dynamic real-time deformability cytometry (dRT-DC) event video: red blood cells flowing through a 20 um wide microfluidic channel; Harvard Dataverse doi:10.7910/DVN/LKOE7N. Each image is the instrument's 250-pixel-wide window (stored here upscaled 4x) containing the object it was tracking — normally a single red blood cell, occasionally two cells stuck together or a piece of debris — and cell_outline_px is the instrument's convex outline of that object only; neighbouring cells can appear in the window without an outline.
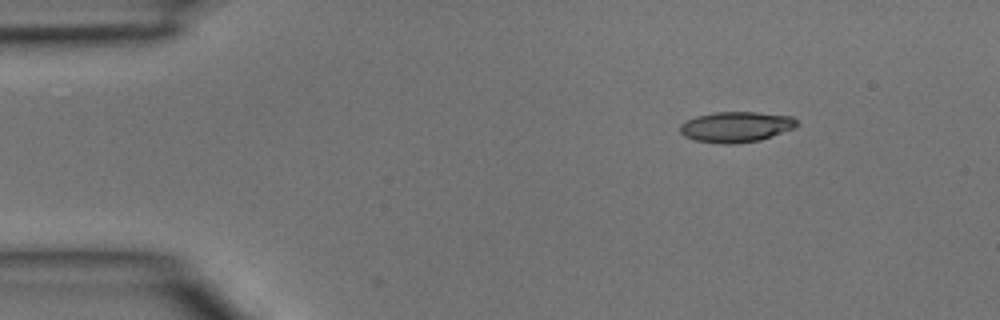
{"species": "common noctule bat (a hibernating species)", "species_latin": "Nyctalus noctula", "temperature_condition": "room temperature", "stored_images_in_passage": 4, "camera_frame_rate_fps": 3000, "um_per_image_px": 0.085, "animal": {"sex": "male", "body_mass_g": 15.6}, "frame": {"image": 1, "passage_image": 1, "time_ms": 0.0, "image_size_px": [1000, 320], "cell_outline_px": [[800, 124], [796, 128], [760, 140], [732, 144], [720, 144], [696, 140], [684, 136], [680, 132], [680, 124], [684, 120], [696, 116], [716, 112], [756, 112], [792, 116]], "centroid_in_image_um": [62.58, 10.78], "position_along_channel_um": 22.4, "area_um2": 20.98}}
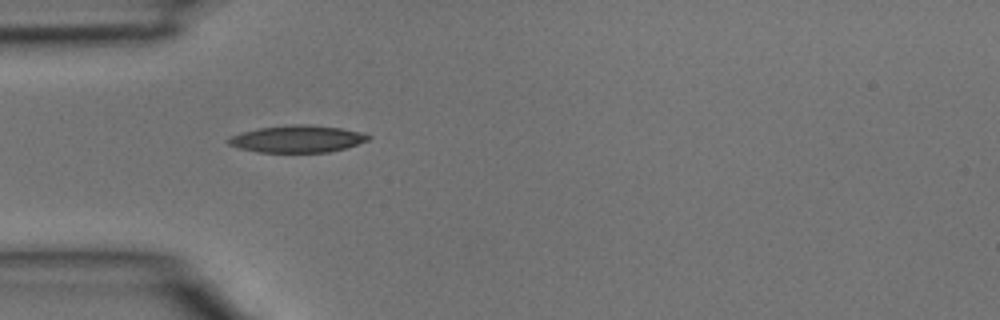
{"frame": {"image": 2, "passage_image": 3, "time_ms": 0.667, "image_size_px": [1000, 320], "cell_outline_px": [[372, 136], [368, 140], [344, 148], [328, 152], [260, 152], [240, 148], [228, 144], [224, 140], [228, 136], [260, 128], [292, 124], [308, 124], [340, 128], [364, 132]], "centroid_in_image_um": [25.26, 11.8], "position_along_channel_um": 59.7, "area_um2": 22.02}}